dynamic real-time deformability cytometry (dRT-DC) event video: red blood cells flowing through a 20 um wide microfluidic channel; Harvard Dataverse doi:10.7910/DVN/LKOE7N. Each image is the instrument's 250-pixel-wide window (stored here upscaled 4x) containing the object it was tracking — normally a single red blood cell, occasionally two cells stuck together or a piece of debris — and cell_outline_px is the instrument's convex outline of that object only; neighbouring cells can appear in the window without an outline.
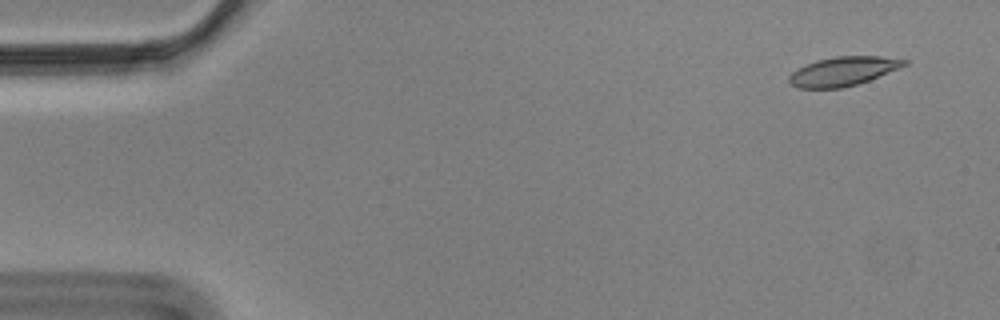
{"species": "Egyptian fruit bat (a non-hibernating species)", "species_latin": "Rousettus aegyptiacus", "temperature_condition": "cold", "stored_images_in_passage": 57, "camera_frame_rate_fps": 3000, "um_per_image_px": 0.085, "animal": {"sex": "male"}, "frame": {"image": 1, "passage_image": 4, "time_ms": 1.0, "image_size_px": [1000, 320], "cell_outline_px": [[908, 64], [900, 68], [868, 80], [844, 88], [800, 88], [792, 84], [788, 80], [788, 76], [792, 72], [816, 60], [836, 56], [880, 56], [908, 60]], "centroid_in_image_um": [71.68, 6.05], "position_along_channel_um": 13.3, "area_um2": 19.31}}
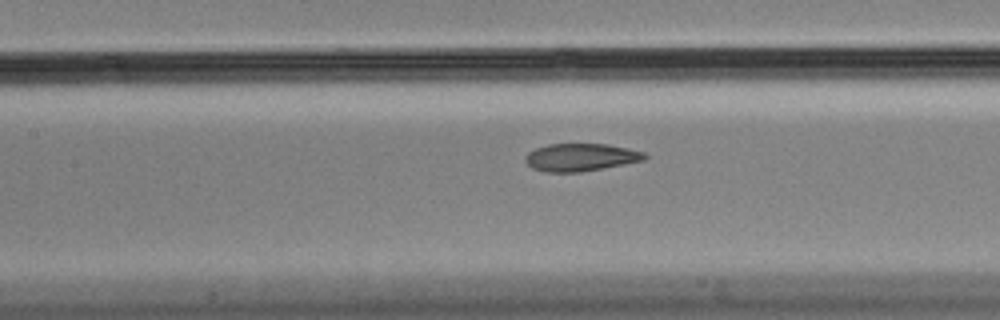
{"frame": {"image": 2, "passage_image": 26, "time_ms": 8.333, "image_size_px": [1000, 320], "cell_outline_px": [[648, 156], [644, 160], [624, 164], [580, 172], [544, 172], [532, 168], [524, 160], [524, 156], [528, 152], [536, 148], [548, 144], [608, 144], [628, 148], [644, 152]], "centroid_in_image_um": [49.34, 13.37], "position_along_channel_um": 158.1, "area_um2": 19.25}}
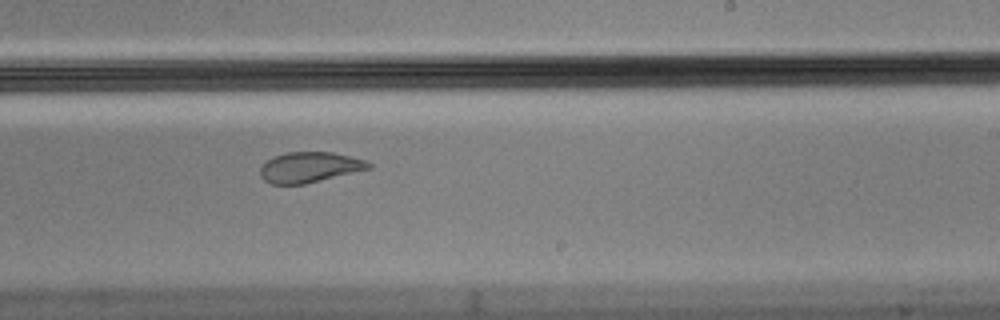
{"frame": {"image": 3, "passage_image": 35, "time_ms": 11.333, "image_size_px": [1000, 320], "cell_outline_px": [[372, 168], [304, 184], [272, 184], [264, 180], [260, 176], [260, 168], [272, 156], [288, 152], [332, 152], [364, 160], [372, 164]], "centroid_in_image_um": [26.29, 14.21], "position_along_channel_um": 262.7, "area_um2": 19.07}, "authors_computed_cell_mechanics": {"area_um2": 20.4612, "velocity_mm_per_s": 3.4973, "shape_relaxation_time_tau1_ms": null, "shape_relaxation_time_tau2_ms": 1.7324, "deformation_change_tau1": null, "deformation_change_tau2": 0.0601}}